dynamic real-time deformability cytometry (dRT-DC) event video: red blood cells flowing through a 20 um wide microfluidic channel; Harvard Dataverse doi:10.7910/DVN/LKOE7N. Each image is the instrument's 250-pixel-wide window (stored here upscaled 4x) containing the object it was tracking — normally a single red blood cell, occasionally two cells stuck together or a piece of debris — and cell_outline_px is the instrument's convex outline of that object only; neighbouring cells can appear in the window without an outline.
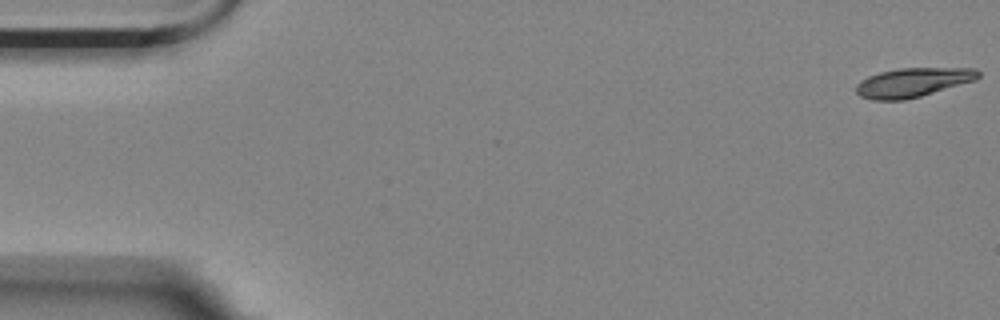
{"species": "Egyptian fruit bat (a non-hibernating species)", "species_latin": "Rousettus aegyptiacus", "temperature_condition": "room temperature", "stored_images_in_passage": 57, "camera_frame_rate_fps": 3000, "um_per_image_px": 0.085, "animal": {"sex": "female"}, "frame": {"image": 1, "passage_image": 1, "time_ms": 0.0, "image_size_px": [1000, 320], "cell_outline_px": [[980, 76], [976, 80], [920, 96], [904, 100], [872, 100], [860, 96], [856, 92], [856, 84], [860, 80], [868, 76], [880, 72], [900, 68], [976, 68], [980, 72]], "centroid_in_image_um": [77.58, 7.0], "position_along_channel_um": 7.4, "area_um2": 20.75}}
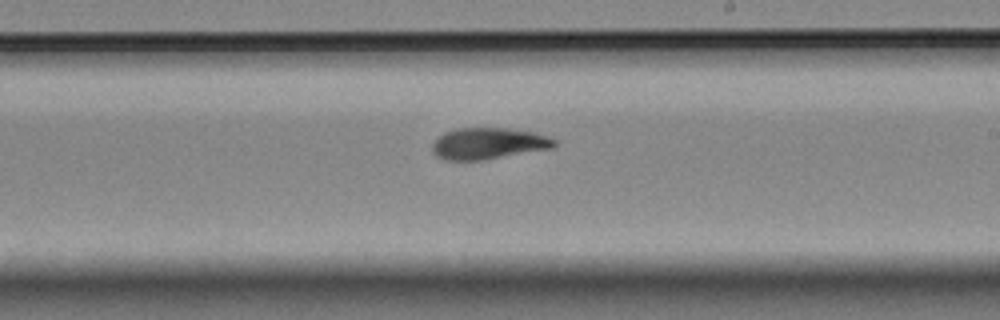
{"frame": {"image": 2, "passage_image": 33, "time_ms": 10.667, "image_size_px": [1000, 320], "cell_outline_px": [[556, 144], [552, 148], [480, 160], [444, 160], [436, 156], [432, 152], [432, 144], [444, 132], [456, 128], [504, 128], [532, 132], [548, 136], [556, 140]], "centroid_in_image_um": [41.48, 12.19], "position_along_channel_um": 247.5, "area_um2": 22.14}}
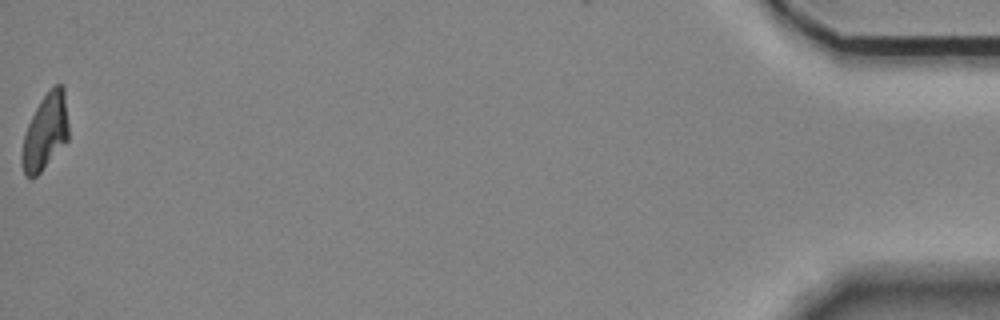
{"frame": {"image": 3, "passage_image": 57, "time_ms": 18.667, "image_size_px": [1000, 320], "cell_outline_px": [[68, 140], [40, 172], [32, 180], [24, 176], [20, 160], [20, 156], [24, 136], [28, 124], [40, 100], [52, 84], [60, 84], [64, 88], [68, 124]], "centroid_in_image_um": [3.83, 11.23], "position_along_channel_um": 431.4, "area_um2": 20.81}, "authors_computed_cell_mechanics": {"area_um2": 21.8484, "velocity_mm_per_s": 3.5097, "shape_relaxation_time_tau1_ms": null, "shape_relaxation_time_tau2_ms": 3.7818, "deformation_change_tau1": null, "deformation_change_tau2": 0.0973}}